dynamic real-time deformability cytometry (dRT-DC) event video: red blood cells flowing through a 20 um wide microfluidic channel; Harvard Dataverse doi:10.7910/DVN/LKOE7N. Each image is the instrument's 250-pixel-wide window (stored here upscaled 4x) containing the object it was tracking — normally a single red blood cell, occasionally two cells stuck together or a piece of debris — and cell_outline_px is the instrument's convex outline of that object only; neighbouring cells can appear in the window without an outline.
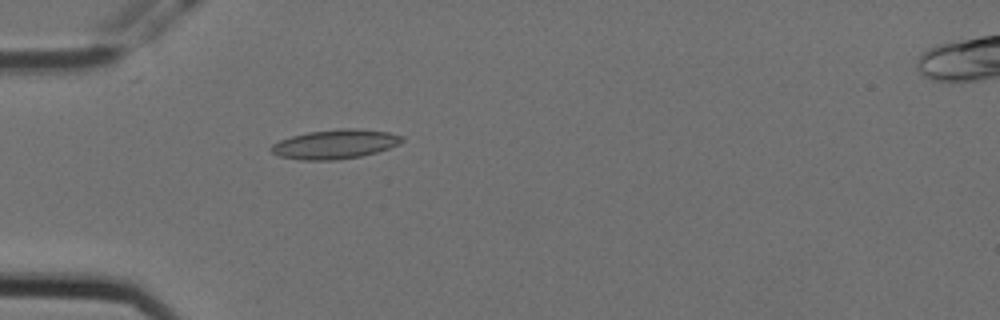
{"species": "Egyptian fruit bat (a non-hibernating species)", "species_latin": "Rousettus aegyptiacus", "temperature_condition": "cold", "stored_images_in_passage": 1, "camera_frame_rate_fps": 3000, "um_per_image_px": 0.085, "animal": {"sex": "female"}, "frame": {"image": 1, "passage_image": 1, "time_ms": 0.0, "image_size_px": [1000, 320], "cell_outline_px": [[404, 140], [400, 144], [376, 152], [360, 156], [336, 160], [300, 160], [280, 156], [272, 152], [268, 148], [272, 144], [280, 140], [292, 136], [308, 132], [340, 128], [356, 128], [388, 132], [404, 136]], "centroid_in_image_um": [28.48, 12.25], "position_along_channel_um": 56.5, "area_um2": 22.37}}